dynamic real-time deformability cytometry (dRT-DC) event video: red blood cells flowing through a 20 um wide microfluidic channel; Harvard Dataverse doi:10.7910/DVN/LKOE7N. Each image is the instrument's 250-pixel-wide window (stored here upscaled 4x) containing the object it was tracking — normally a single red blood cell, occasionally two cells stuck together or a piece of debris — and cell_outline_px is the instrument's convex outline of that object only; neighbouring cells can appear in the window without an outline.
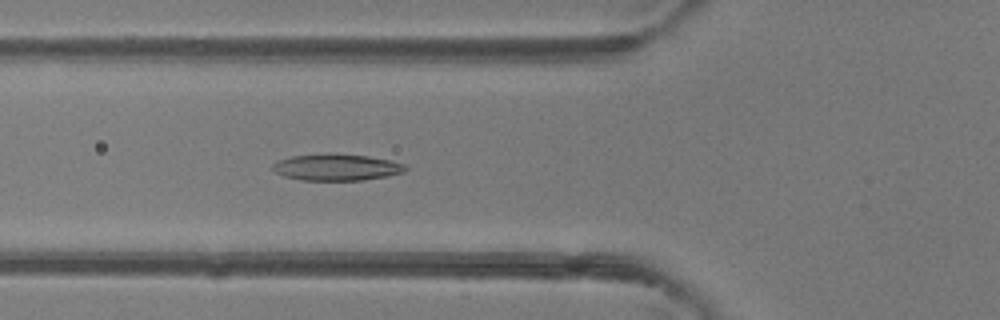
{"species": "common noctule bat (a hibernating species)", "species_latin": "Nyctalus noctula", "temperature_condition": "room temperature", "stored_images_in_passage": 37, "camera_frame_rate_fps": 3000, "um_per_image_px": 0.085, "animal": {"sex": "female"}, "frame": {"image": 1, "passage_image": 13, "time_ms": 4.0, "image_size_px": [1000, 320], "cell_outline_px": [[408, 168], [404, 172], [388, 176], [364, 180], [300, 180], [284, 176], [276, 172], [272, 168], [272, 164], [276, 160], [292, 156], [328, 152], [368, 156], [388, 160], [404, 164]], "centroid_in_image_um": [28.58, 14.2], "position_along_channel_um": 97.2, "area_um2": 20.81}}
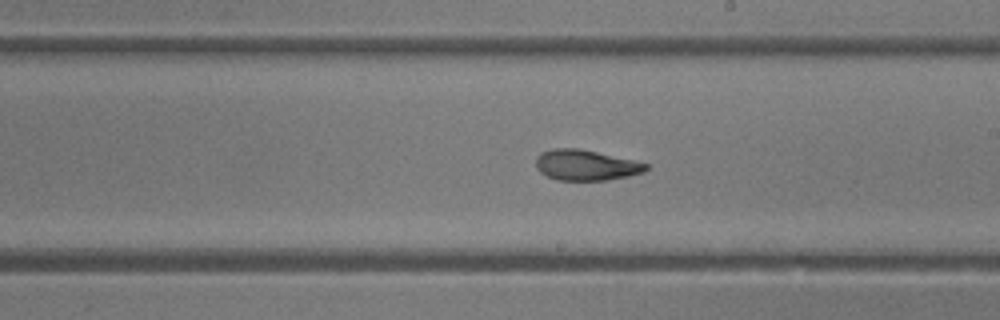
{"frame": {"image": 2, "passage_image": 23, "time_ms": 7.333, "image_size_px": [1000, 320], "cell_outline_px": [[648, 168], [644, 172], [628, 176], [608, 180], [556, 180], [540, 172], [536, 168], [536, 156], [540, 152], [552, 148], [580, 148], [632, 160], [648, 164]], "centroid_in_image_um": [49.76, 14.03], "position_along_channel_um": 239.2, "area_um2": 19.65}}
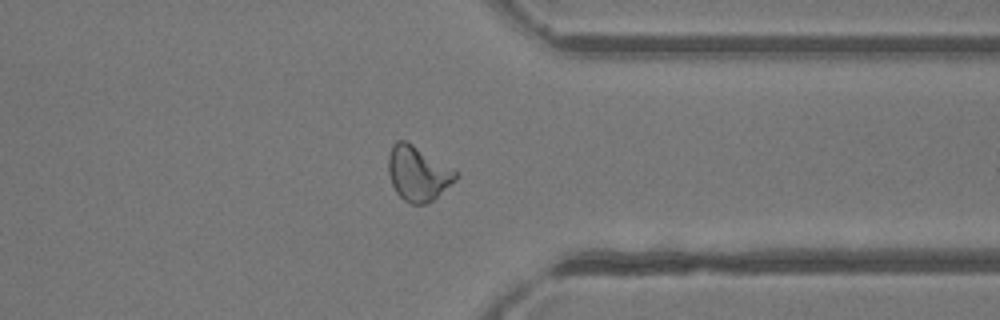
{"frame": {"image": 3, "passage_image": 33, "time_ms": 10.667, "image_size_px": [1000, 320], "cell_outline_px": [[460, 176], [456, 180], [432, 200], [424, 204], [412, 204], [404, 200], [396, 192], [392, 184], [388, 172], [388, 156], [392, 144], [396, 140], [404, 140], [412, 144], [460, 172]], "centroid_in_image_um": [35.53, 14.73], "position_along_channel_um": 375.9, "area_um2": 21.5}, "authors_computed_cell_mechanics": {"area_um2": 20.23, "velocity_mm_per_s": 4.2442, "shape_relaxation_time_tau1_ms": 4.3455, "shape_relaxation_time_tau2_ms": 2.4741, "deformation_change_tau1": 0.174, "deformation_change_tau2": 0.1116}}